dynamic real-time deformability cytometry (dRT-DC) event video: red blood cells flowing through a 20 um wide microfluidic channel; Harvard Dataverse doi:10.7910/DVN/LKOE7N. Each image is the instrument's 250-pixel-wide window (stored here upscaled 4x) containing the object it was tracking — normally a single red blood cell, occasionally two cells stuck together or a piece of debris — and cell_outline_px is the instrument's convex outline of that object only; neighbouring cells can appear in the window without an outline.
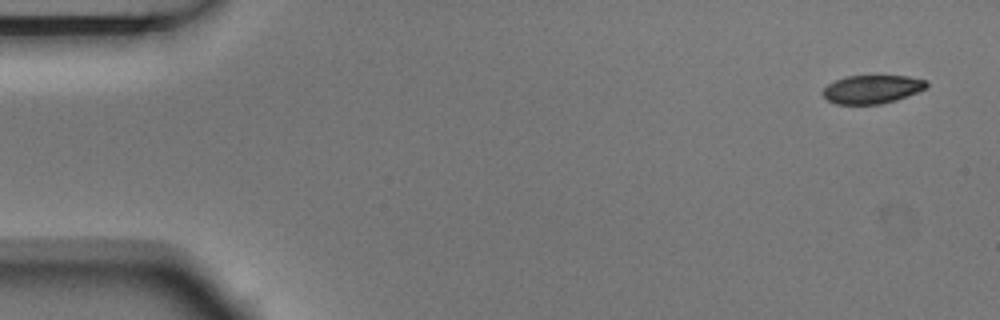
{"species": "Egyptian fruit bat (a non-hibernating species)", "species_latin": "Rousettus aegyptiacus", "temperature_condition": "room temperature", "stored_images_in_passage": 4, "camera_frame_rate_fps": 3000, "um_per_image_px": 0.085, "animal": {"sex": "male"}, "frame": {"image": 1, "passage_image": 1, "time_ms": 0.0, "image_size_px": [1000, 320], "cell_outline_px": [[928, 84], [924, 88], [916, 92], [896, 100], [880, 104], [836, 104], [828, 100], [824, 96], [824, 88], [828, 84], [844, 76], [908, 76], [928, 80]], "centroid_in_image_um": [74.13, 7.58], "position_along_channel_um": 10.9, "area_um2": 16.99}}
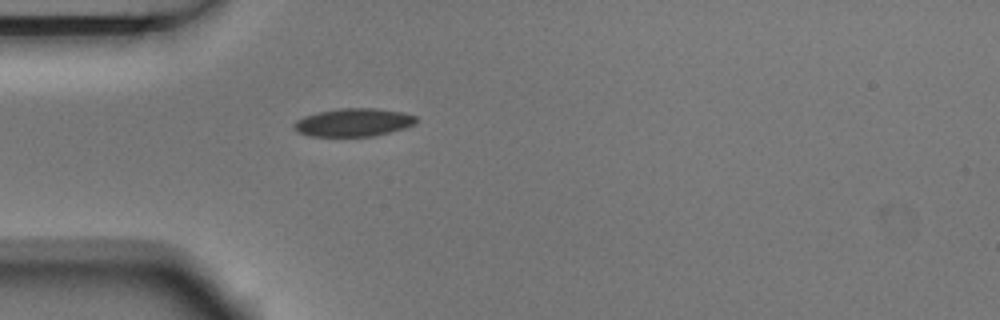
{"frame": {"image": 2, "passage_image": 4, "time_ms": 1.0, "image_size_px": [1000, 320], "cell_outline_px": [[416, 124], [404, 128], [372, 136], [312, 136], [300, 132], [292, 128], [292, 124], [296, 120], [304, 116], [320, 112], [340, 108], [376, 108], [404, 112], [416, 116]], "centroid_in_image_um": [30.05, 10.39], "position_along_channel_um": 54.9, "area_um2": 19.88}}